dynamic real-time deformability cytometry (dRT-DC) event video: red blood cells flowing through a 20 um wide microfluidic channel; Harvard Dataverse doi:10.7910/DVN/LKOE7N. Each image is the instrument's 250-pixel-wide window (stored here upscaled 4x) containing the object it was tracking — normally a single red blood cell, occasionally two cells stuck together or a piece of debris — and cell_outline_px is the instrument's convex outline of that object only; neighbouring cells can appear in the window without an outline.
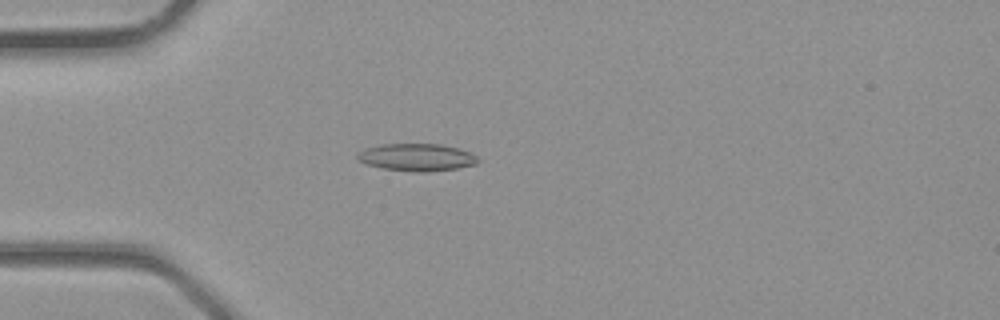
{"species": "common noctule bat (a hibernating species)", "species_latin": "Nyctalus noctula", "temperature_condition": "room temperature", "stored_images_in_passage": 38, "camera_frame_rate_fps": 3000, "um_per_image_px": 0.085, "animal": {"sex": "male", "body_mass_g": 23.1, "forearm_length_mm": 52.7}, "frame": {"image": 1, "passage_image": 11, "time_ms": 3.333, "image_size_px": [1000, 320], "cell_outline_px": [[480, 160], [476, 164], [456, 168], [428, 172], [412, 172], [384, 168], [368, 164], [356, 160], [356, 152], [364, 148], [380, 144], [440, 144], [456, 148], [468, 152], [476, 156]], "centroid_in_image_um": [35.36, 13.37], "position_along_channel_um": 49.6, "area_um2": 19.25}}
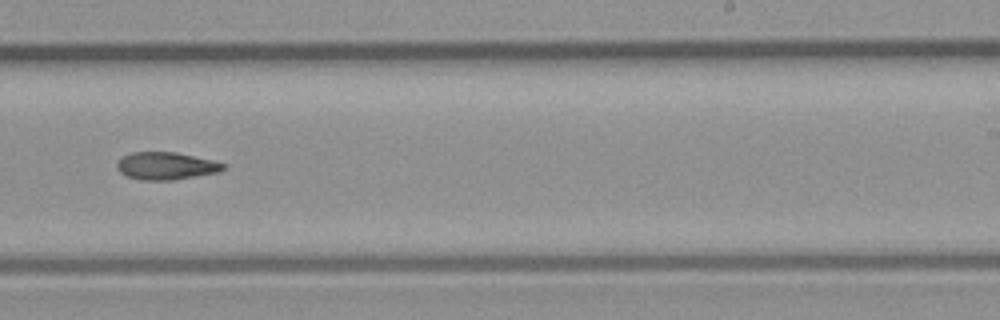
{"frame": {"image": 2, "passage_image": 24, "time_ms": 7.667, "image_size_px": [1000, 320], "cell_outline_px": [[224, 168], [220, 172], [172, 180], [140, 180], [128, 176], [120, 172], [116, 164], [124, 156], [132, 152], [176, 152], [212, 160], [224, 164]], "centroid_in_image_um": [14.12, 14.1], "position_along_channel_um": 274.9, "area_um2": 16.82}}
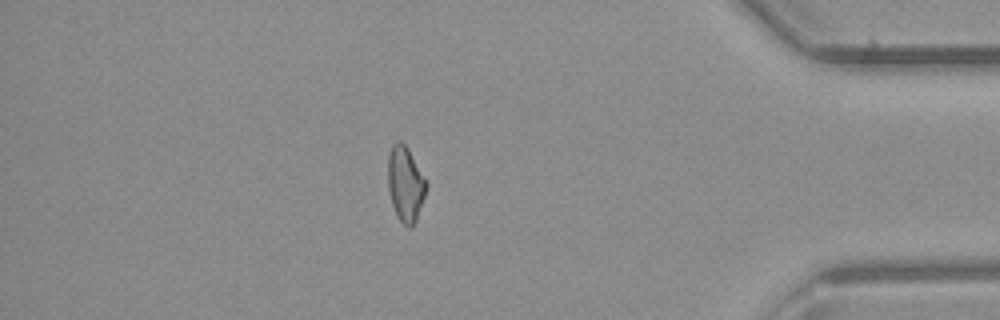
{"frame": {"image": 3, "passage_image": 33, "time_ms": 10.667, "image_size_px": [1000, 320], "cell_outline_px": [[428, 184], [416, 220], [412, 228], [408, 228], [396, 216], [392, 204], [388, 188], [388, 156], [392, 144], [396, 140], [400, 140], [408, 148]], "centroid_in_image_um": [34.44, 15.63], "position_along_channel_um": 400.8, "area_um2": 16.76}}